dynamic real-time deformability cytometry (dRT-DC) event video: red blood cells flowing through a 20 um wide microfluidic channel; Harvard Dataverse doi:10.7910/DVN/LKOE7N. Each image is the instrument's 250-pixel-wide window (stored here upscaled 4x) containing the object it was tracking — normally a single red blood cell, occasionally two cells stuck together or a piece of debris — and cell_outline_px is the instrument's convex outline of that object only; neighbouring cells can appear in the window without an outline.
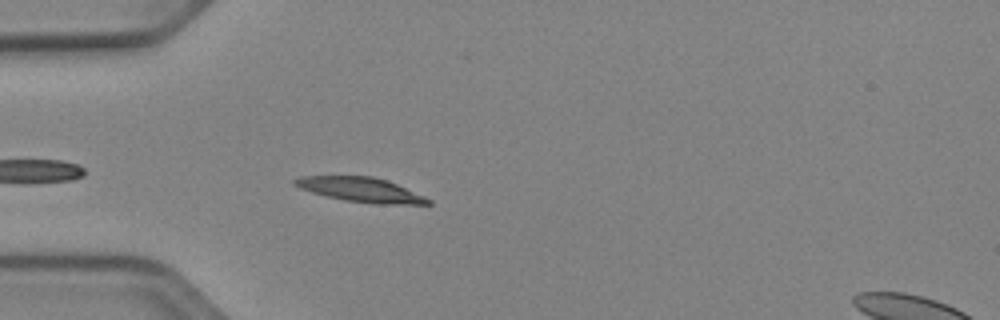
{"species": "Egyptian fruit bat (a non-hibernating species)", "species_latin": "Rousettus aegyptiacus", "temperature_condition": "cold", "stored_images_in_passage": 11, "camera_frame_rate_fps": 3000, "um_per_image_px": 0.085, "animal": {"sex": "female"}, "frame": {"image": 1, "passage_image": 4, "time_ms": 1.0, "image_size_px": [1000, 320], "cell_outline_px": [[432, 204], [376, 204], [344, 200], [312, 192], [300, 188], [292, 184], [292, 180], [304, 176], [372, 176], [388, 180], [424, 196], [432, 200]], "centroid_in_image_um": [30.69, 16.12], "position_along_channel_um": 54.3, "area_um2": 18.96}}
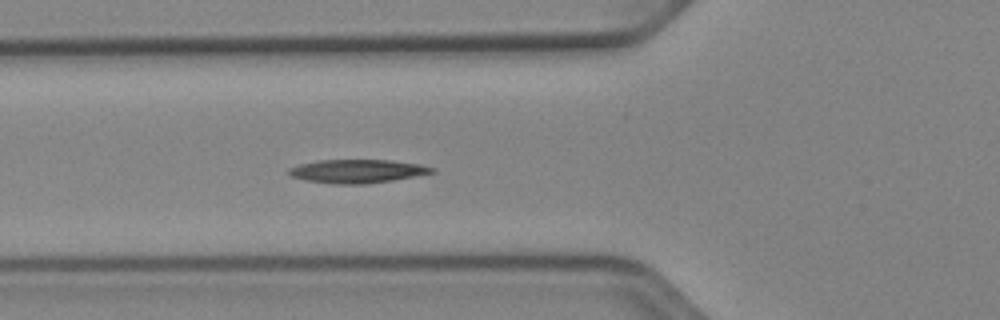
{"frame": {"image": 2, "passage_image": 8, "time_ms": 2.333, "image_size_px": [1000, 320], "cell_outline_px": [[436, 172], [392, 180], [364, 184], [340, 184], [308, 180], [292, 176], [288, 172], [288, 168], [300, 164], [320, 160], [392, 160], [420, 164], [436, 168]], "centroid_in_image_um": [30.42, 14.54], "position_along_channel_um": 95.4, "area_um2": 19.36}}